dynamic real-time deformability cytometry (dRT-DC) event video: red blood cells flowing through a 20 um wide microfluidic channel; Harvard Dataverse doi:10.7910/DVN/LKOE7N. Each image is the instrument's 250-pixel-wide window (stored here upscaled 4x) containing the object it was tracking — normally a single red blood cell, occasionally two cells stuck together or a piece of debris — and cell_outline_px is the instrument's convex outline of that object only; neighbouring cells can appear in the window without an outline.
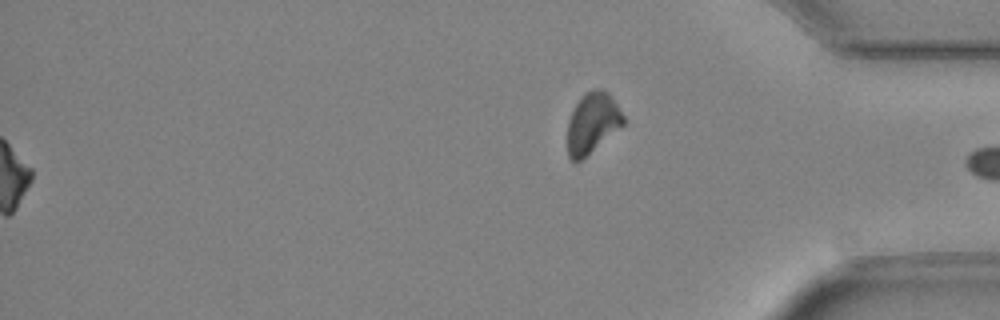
{"species": "Egyptian fruit bat (a non-hibernating species)", "species_latin": "Rousettus aegyptiacus", "temperature_condition": "cold", "stored_images_in_passage": 48, "segment_of_instrument_passage": [2, 2], "camera_frame_rate_fps": 3000, "um_per_image_px": 0.085, "animal": {"sex": "female"}, "frame": {"image": 1, "passage_image": 48, "time_ms": 15.667, "image_size_px": [1000, 320], "cell_outline_px": [[624, 124], [580, 160], [572, 160], [568, 156], [568, 120], [576, 104], [584, 92], [592, 88], [604, 88], [612, 96], [624, 116]], "centroid_in_image_um": [50.36, 10.38], "position_along_channel_um": 384.8, "area_um2": 19.48}}